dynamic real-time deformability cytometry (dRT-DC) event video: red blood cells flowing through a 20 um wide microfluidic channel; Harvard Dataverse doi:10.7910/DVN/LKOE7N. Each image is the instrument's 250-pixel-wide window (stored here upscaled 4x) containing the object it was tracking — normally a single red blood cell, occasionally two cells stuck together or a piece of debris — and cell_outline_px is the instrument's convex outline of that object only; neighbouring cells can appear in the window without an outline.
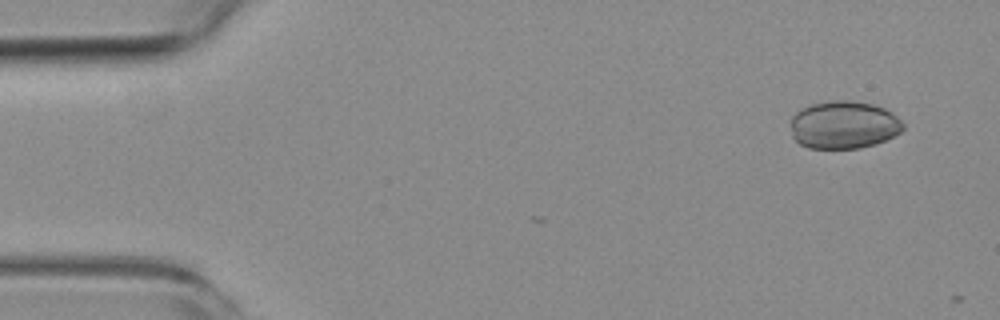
{"species": "common noctule bat (a hibernating species)", "species_latin": "Nyctalus noctula", "temperature_condition": "room temperature", "stored_images_in_passage": 3, "camera_frame_rate_fps": 3000, "um_per_image_px": 0.085, "animal": {"sex": "female", "body_mass_g": 19.3, "forearm_length_mm": 54.1}, "frame": {"image": 1, "passage_image": 1, "time_ms": 0.0, "image_size_px": [1000, 320], "cell_outline_px": [[904, 128], [900, 132], [884, 140], [860, 148], [808, 148], [800, 144], [792, 136], [792, 116], [796, 112], [808, 104], [832, 100], [848, 100], [872, 104], [884, 108], [892, 112], [904, 124]], "centroid_in_image_um": [71.7, 10.6], "position_along_channel_um": 13.3, "area_um2": 31.21}}